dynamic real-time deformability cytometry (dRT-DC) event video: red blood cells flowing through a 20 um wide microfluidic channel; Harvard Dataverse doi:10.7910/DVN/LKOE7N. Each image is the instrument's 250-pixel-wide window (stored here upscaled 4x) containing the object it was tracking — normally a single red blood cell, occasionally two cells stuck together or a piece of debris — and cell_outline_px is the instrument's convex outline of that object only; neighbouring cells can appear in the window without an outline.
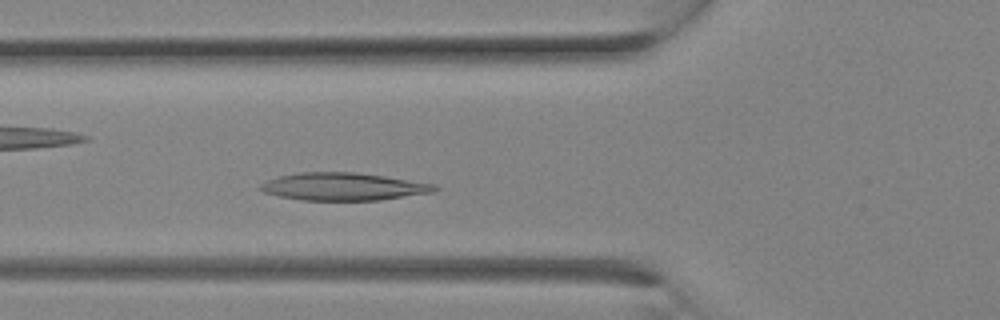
{"species": "Egyptian fruit bat (a non-hibernating species)", "species_latin": "Rousettus aegyptiacus", "temperature_condition": "room temperature", "stored_images_in_passage": 5, "camera_frame_rate_fps": 3000, "um_per_image_px": 0.085, "animal": {"sex": "female"}, "frame": {"image": 1, "passage_image": 5, "time_ms": 1.333, "image_size_px": [1000, 320], "cell_outline_px": [[440, 188], [432, 192], [380, 200], [300, 200], [280, 196], [264, 192], [256, 188], [260, 184], [276, 176], [300, 172], [356, 172], [384, 176], [436, 184]], "centroid_in_image_um": [29.15, 15.85], "position_along_channel_um": 96.6, "area_um2": 28.09}}